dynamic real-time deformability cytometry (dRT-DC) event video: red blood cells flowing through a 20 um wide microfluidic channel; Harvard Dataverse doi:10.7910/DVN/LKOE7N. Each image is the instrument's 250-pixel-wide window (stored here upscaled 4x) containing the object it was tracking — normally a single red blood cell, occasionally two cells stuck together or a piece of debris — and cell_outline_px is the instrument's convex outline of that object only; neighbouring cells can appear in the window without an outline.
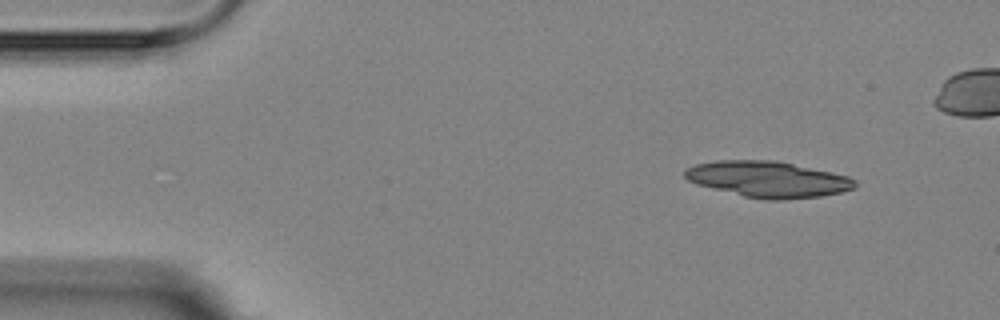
{"species": "Egyptian fruit bat (a non-hibernating species)", "species_latin": "Rousettus aegyptiacus", "temperature_condition": "room temperature", "stored_images_in_passage": 4, "camera_frame_rate_fps": 3000, "um_per_image_px": 0.085, "animal": {"sex": "female"}, "frame": {"image": 1, "passage_image": 1, "time_ms": 0.0, "image_size_px": [1000, 320], "cell_outline_px": [[856, 188], [840, 192], [820, 196], [784, 200], [768, 200], [744, 196], [696, 184], [688, 180], [684, 176], [684, 168], [696, 164], [716, 160], [776, 160], [832, 172], [848, 176], [856, 180]], "centroid_in_image_um": [65.27, 15.23], "position_along_channel_um": 19.7, "area_um2": 35.78}}